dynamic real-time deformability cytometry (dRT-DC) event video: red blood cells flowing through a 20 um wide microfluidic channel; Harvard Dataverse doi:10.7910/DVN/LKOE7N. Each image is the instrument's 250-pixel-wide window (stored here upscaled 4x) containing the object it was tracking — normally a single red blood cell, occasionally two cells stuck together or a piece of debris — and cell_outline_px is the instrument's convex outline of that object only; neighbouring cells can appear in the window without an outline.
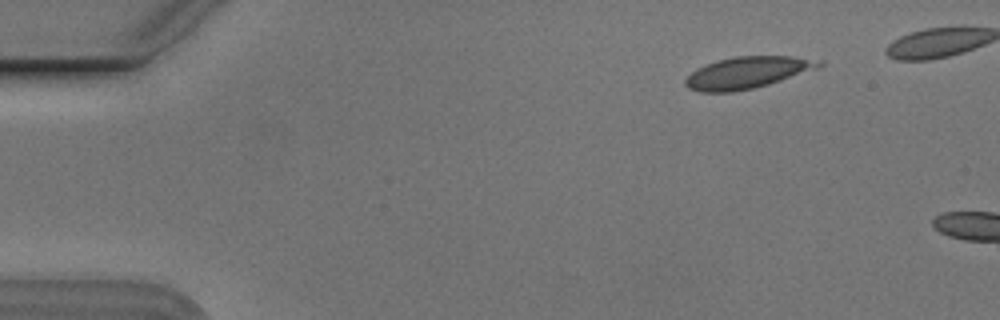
{"species": "Egyptian fruit bat (a non-hibernating species)", "species_latin": "Rousettus aegyptiacus", "temperature_condition": "cold", "stored_images_in_passage": 3, "camera_frame_rate_fps": 3000, "um_per_image_px": 0.085, "animal": {"sex": "male"}, "frame": {"image": 1, "passage_image": 1, "time_ms": 0.0, "image_size_px": [1000, 320], "cell_outline_px": [[824, 64], [820, 68], [768, 84], [752, 88], [732, 92], [700, 92], [688, 88], [684, 84], [684, 80], [696, 68], [716, 60], [736, 56], [792, 56], [824, 60]], "centroid_in_image_um": [63.55, 6.16], "position_along_channel_um": 21.4, "area_um2": 24.85}}